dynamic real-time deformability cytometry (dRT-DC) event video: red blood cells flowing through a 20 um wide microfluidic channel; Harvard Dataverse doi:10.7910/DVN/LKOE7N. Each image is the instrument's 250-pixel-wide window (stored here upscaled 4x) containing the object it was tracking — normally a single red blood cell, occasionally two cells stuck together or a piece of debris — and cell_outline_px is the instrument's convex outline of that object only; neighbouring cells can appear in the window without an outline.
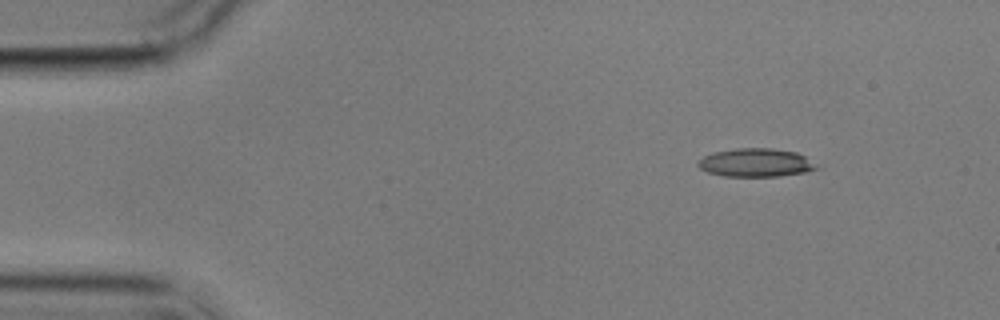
{"species": "common noctule bat (a hibernating species)", "species_latin": "Nyctalus noctula", "temperature_condition": "cold", "stored_images_in_passage": 3, "camera_frame_rate_fps": 3000, "um_per_image_px": 0.085, "animal": {"sex": "male", "body_mass_g": 17.9}, "frame": {"image": 1, "passage_image": 1, "time_ms": 0.0, "image_size_px": [1000, 320], "cell_outline_px": [[820, 168], [804, 172], [780, 176], [724, 176], [708, 172], [700, 168], [696, 164], [704, 156], [712, 152], [736, 148], [772, 148], [796, 152], [804, 156]], "centroid_in_image_um": [64.22, 13.82], "position_along_channel_um": 20.8, "area_um2": 19.48}}
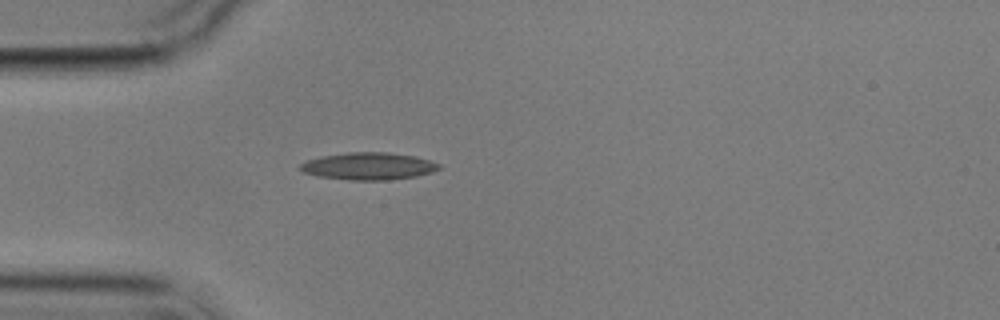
{"frame": {"image": 2, "passage_image": 3, "time_ms": 3.0, "image_size_px": [1000, 320], "cell_outline_px": [[440, 168], [432, 172], [416, 176], [388, 180], [348, 180], [320, 176], [304, 172], [300, 168], [300, 164], [308, 160], [320, 156], [348, 152], [388, 152], [416, 156], [440, 164]], "centroid_in_image_um": [31.34, 14.12], "position_along_channel_um": 53.7, "area_um2": 21.96}}